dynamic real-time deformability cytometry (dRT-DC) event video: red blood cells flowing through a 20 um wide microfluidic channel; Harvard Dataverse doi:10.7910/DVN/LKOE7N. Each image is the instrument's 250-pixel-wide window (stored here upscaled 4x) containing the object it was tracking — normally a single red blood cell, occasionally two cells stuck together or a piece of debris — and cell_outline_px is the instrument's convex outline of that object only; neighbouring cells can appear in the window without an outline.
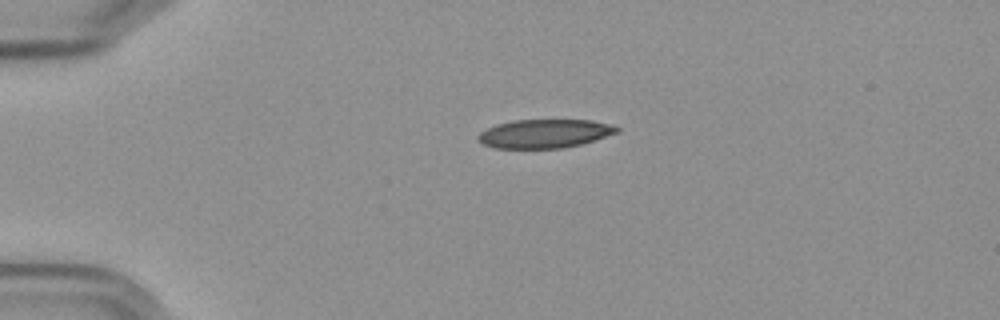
{"species": "Egyptian fruit bat (a non-hibernating species)", "species_latin": "Rousettus aegyptiacus", "temperature_condition": "cold", "stored_images_in_passage": 44, "camera_frame_rate_fps": 3000, "um_per_image_px": 0.085, "frame": {"image": 1, "passage_image": 1, "time_ms": 0.0, "image_size_px": [1000, 320], "cell_outline_px": [[620, 132], [580, 144], [564, 148], [496, 148], [484, 144], [476, 140], [476, 136], [480, 132], [496, 124], [512, 120], [592, 120], [612, 124], [620, 128]], "centroid_in_image_um": [46.29, 11.35], "position_along_channel_um": 38.7, "area_um2": 23.29}}
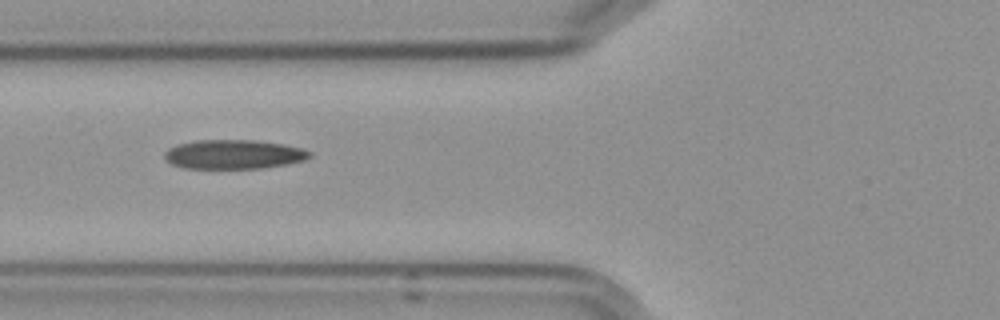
{"frame": {"image": 2, "passage_image": 10, "time_ms": 3.0, "image_size_px": [1000, 320], "cell_outline_px": [[312, 156], [304, 160], [288, 164], [264, 168], [184, 168], [172, 164], [164, 156], [164, 152], [168, 148], [176, 144], [196, 140], [256, 140], [284, 144], [304, 148], [312, 152]], "centroid_in_image_um": [19.9, 13.11], "position_along_channel_um": 105.9, "area_um2": 24.91}}
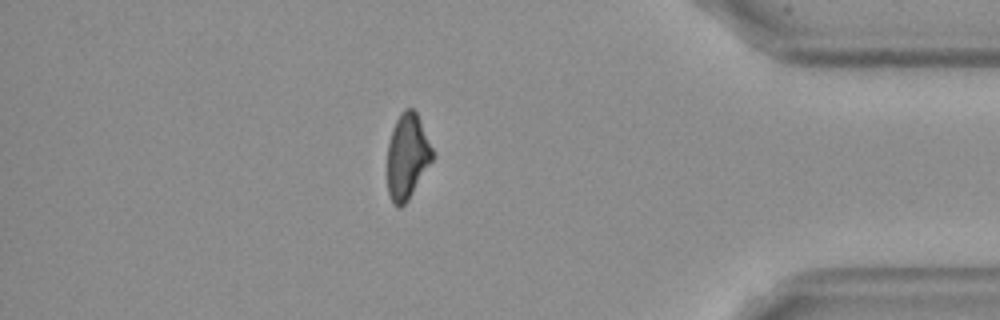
{"frame": {"image": 3, "passage_image": 37, "time_ms": 12.0, "image_size_px": [1000, 320], "cell_outline_px": [[432, 160], [408, 200], [400, 208], [396, 208], [388, 192], [388, 144], [392, 128], [400, 112], [404, 108], [412, 108], [416, 112], [432, 148]], "centroid_in_image_um": [34.59, 13.29], "position_along_channel_um": 400.6, "area_um2": 22.08}, "authors_computed_cell_mechanics": {"area_um2": 24.3049, "velocity_mm_per_s": 3.6121, "shape_relaxation_time_tau1_ms": 8.8976, "shape_relaxation_time_tau2_ms": 3.1363, "deformation_change_tau1": 0.2025, "deformation_change_tau2": 0.1146}}